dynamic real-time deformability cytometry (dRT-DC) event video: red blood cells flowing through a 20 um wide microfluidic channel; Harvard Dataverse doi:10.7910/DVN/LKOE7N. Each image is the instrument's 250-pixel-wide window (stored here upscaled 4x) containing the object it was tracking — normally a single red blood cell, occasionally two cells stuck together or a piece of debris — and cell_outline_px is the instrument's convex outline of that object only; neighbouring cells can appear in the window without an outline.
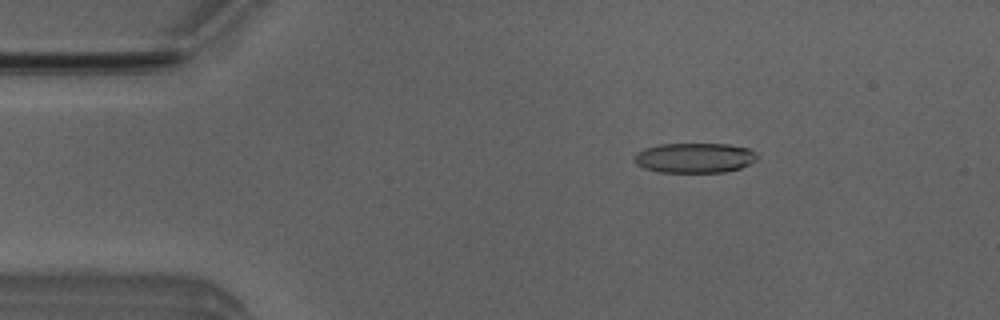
{"species": "Egyptian fruit bat (a non-hibernating species)", "species_latin": "Rousettus aegyptiacus", "temperature_condition": "room temperature", "stored_images_in_passage": 12, "camera_frame_rate_fps": 3000, "um_per_image_px": 0.085, "animal": {"sex": "male"}, "frame": {"image": 1, "passage_image": 8, "time_ms": 2.333, "image_size_px": [1000, 320], "cell_outline_px": [[760, 156], [756, 160], [740, 168], [724, 172], [660, 172], [644, 168], [636, 164], [636, 152], [644, 148], [660, 144], [728, 144], [748, 148]], "centroid_in_image_um": [59.05, 13.41], "position_along_channel_um": 25.9, "area_um2": 21.39}}